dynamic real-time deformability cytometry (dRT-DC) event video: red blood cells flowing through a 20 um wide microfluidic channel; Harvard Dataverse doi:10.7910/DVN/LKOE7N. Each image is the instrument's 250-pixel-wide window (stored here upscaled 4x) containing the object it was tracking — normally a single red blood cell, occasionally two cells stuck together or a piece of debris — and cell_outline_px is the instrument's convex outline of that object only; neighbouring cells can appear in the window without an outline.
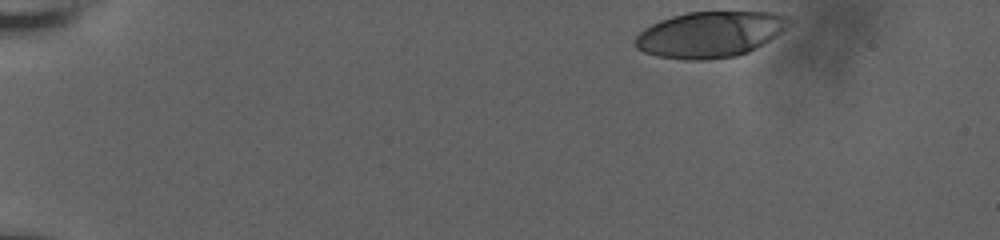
{"species": "human", "species_latin": "Homo sapiens", "temperature_condition": "room temperature", "stored_images_in_passage": 41, "camera_frame_rate_fps": 3000, "um_per_image_px": 0.085, "donor": {"sex": "male"}, "frame": {"image": 1, "passage_image": 1, "time_ms": 0.0, "image_size_px": [1000, 240], "cell_outline_px": [[796, 20], [784, 32], [756, 48], [748, 52], [736, 56], [704, 60], [684, 60], [656, 56], [644, 52], [636, 48], [636, 36], [644, 28], [660, 20], [672, 16], [688, 12], [776, 12], [796, 16]], "centroid_in_image_um": [60.47, 2.91], "position_along_channel_um": 24.5, "area_um2": 41.85}}
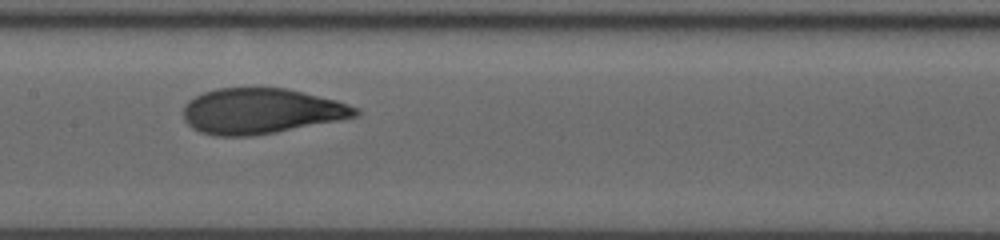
{"frame": {"image": 2, "passage_image": 24, "time_ms": 7.667, "image_size_px": [1000, 240], "cell_outline_px": [[360, 112], [356, 116], [340, 120], [276, 132], [252, 136], [216, 136], [200, 132], [192, 128], [184, 120], [184, 104], [188, 100], [204, 92], [216, 88], [284, 88], [336, 100], [360, 108]], "centroid_in_image_um": [22.17, 9.45], "position_along_channel_um": 185.2, "area_um2": 45.55}}
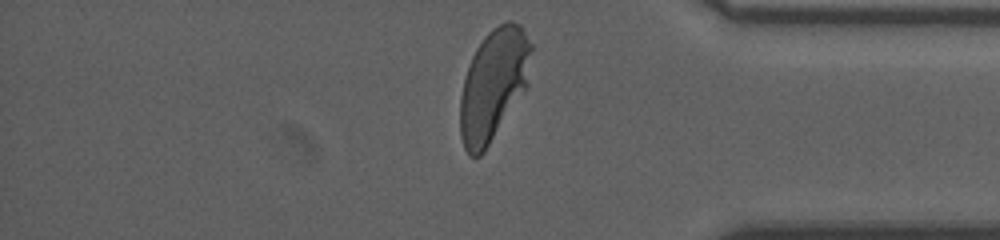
{"frame": {"image": 3, "passage_image": 41, "time_ms": 13.333, "image_size_px": [1000, 240], "cell_outline_px": [[532, 48], [528, 84], [484, 152], [480, 156], [468, 156], [464, 148], [460, 136], [460, 96], [464, 80], [472, 56], [476, 48], [484, 36], [492, 28], [508, 20], [512, 20], [520, 24], [532, 44]], "centroid_in_image_um": [41.94, 7.18], "position_along_channel_um": 393.3, "area_um2": 46.07}, "authors_computed_cell_mechanics": {"area_um2": 45.4886, "velocity_mm_per_s": 3.7021, "shape_relaxation_time_tau1_ms": 4.1655, "shape_relaxation_time_tau2_ms": null, "deformation_change_tau1": 0.2118, "deformation_change_tau2": null}}